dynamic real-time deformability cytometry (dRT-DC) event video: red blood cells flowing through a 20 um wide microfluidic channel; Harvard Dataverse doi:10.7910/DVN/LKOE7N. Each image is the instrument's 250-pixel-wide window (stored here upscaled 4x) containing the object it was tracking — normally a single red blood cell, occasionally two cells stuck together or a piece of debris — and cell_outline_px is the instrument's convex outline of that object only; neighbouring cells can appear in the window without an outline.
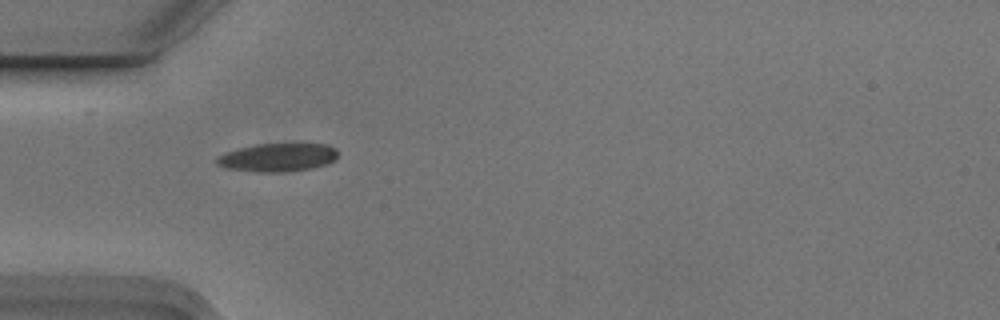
{"species": "Egyptian fruit bat (a non-hibernating species)", "species_latin": "Rousettus aegyptiacus", "temperature_condition": "cold", "stored_images_in_passage": 2, "camera_frame_rate_fps": 3000, "um_per_image_px": 0.085, "animal": {"sex": "male"}, "frame": {"image": 1, "passage_image": 1, "time_ms": 0.0, "image_size_px": [1000, 320], "cell_outline_px": [[336, 160], [328, 164], [312, 168], [284, 172], [260, 172], [228, 168], [216, 164], [216, 156], [240, 148], [260, 144], [328, 144], [336, 148]], "centroid_in_image_um": [23.64, 13.38], "position_along_channel_um": 61.4, "area_um2": 19.83}}
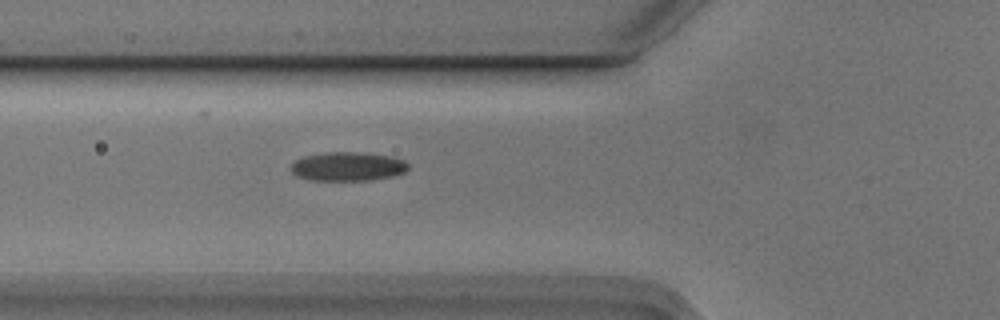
{"frame": {"image": 2, "passage_image": 2, "time_ms": 0.333, "image_size_px": [1000, 320], "cell_outline_px": [[408, 168], [404, 172], [392, 176], [372, 180], [308, 180], [296, 176], [292, 172], [292, 164], [296, 160], [304, 156], [324, 152], [356, 152], [392, 156], [404, 160], [408, 164]], "centroid_in_image_um": [29.55, 14.15], "position_along_channel_um": 96.2, "area_um2": 19.77}}